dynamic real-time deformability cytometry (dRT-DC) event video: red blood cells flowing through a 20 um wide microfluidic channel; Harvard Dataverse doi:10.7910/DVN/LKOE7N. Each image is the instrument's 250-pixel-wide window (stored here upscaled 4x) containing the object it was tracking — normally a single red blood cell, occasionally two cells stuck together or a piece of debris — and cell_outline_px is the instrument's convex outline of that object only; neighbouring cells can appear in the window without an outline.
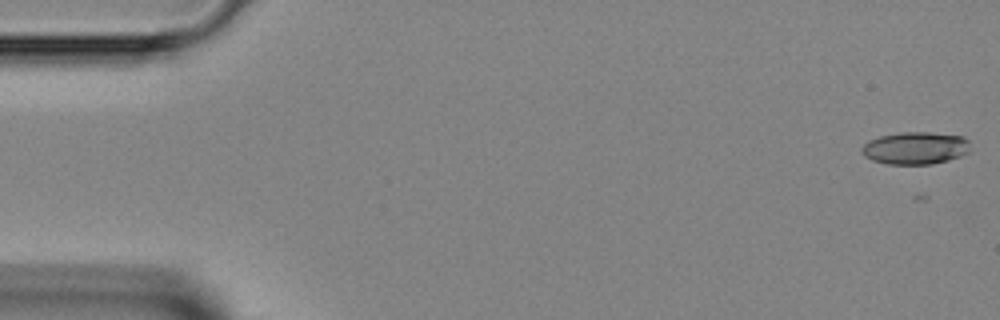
{"species": "Egyptian fruit bat (a non-hibernating species)", "species_latin": "Rousettus aegyptiacus", "temperature_condition": "room temperature", "stored_images_in_passage": 11, "camera_frame_rate_fps": 3000, "um_per_image_px": 0.085, "animal": {"sex": "female"}, "frame": {"image": 1, "passage_image": 1, "time_ms": 0.0, "image_size_px": [1000, 320], "cell_outline_px": [[968, 152], [960, 156], [948, 160], [932, 164], [888, 164], [872, 160], [864, 156], [860, 152], [860, 148], [868, 140], [880, 136], [904, 132], [928, 132], [964, 136], [968, 140]], "centroid_in_image_um": [77.77, 12.58], "position_along_channel_um": 7.2, "area_um2": 20.52}}